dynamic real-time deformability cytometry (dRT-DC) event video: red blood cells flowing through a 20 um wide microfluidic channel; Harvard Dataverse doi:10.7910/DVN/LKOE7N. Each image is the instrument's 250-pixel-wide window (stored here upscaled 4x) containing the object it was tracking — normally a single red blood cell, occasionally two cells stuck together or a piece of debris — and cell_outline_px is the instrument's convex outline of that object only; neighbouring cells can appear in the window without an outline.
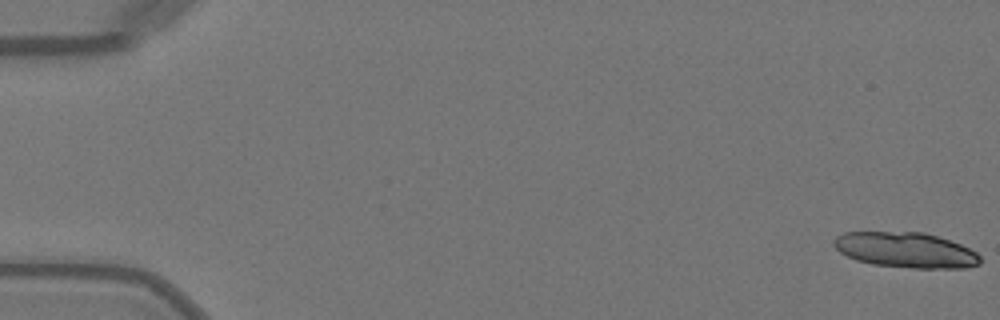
{"species": "Egyptian fruit bat (a non-hibernating species)", "species_latin": "Rousettus aegyptiacus", "temperature_condition": "warm", "stored_images_in_passage": 17, "camera_frame_rate_fps": 3000, "um_per_image_px": 0.085, "animal": {"sex": "female"}, "frame": {"image": 1, "passage_image": 1, "time_ms": 0.0, "image_size_px": [1000, 320], "cell_outline_px": [[980, 264], [968, 268], [912, 268], [872, 264], [856, 260], [840, 252], [832, 244], [832, 240], [836, 236], [844, 232], [924, 232], [960, 244], [976, 252], [980, 256]], "centroid_in_image_um": [76.97, 21.25], "position_along_channel_um": 8.0, "area_um2": 30.17}}